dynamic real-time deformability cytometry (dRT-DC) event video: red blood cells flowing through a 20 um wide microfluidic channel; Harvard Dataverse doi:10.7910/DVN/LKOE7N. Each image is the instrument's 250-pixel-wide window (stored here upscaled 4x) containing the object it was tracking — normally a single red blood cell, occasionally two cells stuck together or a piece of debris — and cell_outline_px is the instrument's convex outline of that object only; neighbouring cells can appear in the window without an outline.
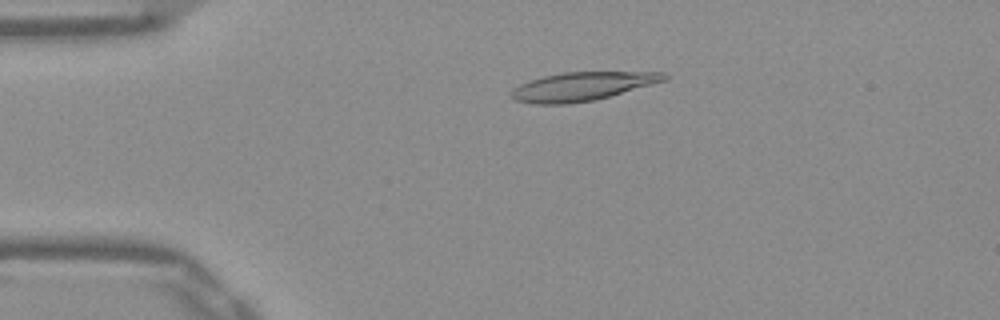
{"species": "Egyptian fruit bat (a non-hibernating species)", "species_latin": "Rousettus aegyptiacus", "temperature_condition": "warm", "stored_images_in_passage": 52, "camera_frame_rate_fps": 3000, "um_per_image_px": 0.085, "frame": {"image": 1, "passage_image": 11, "time_ms": 3.333, "image_size_px": [1000, 320], "cell_outline_px": [[668, 80], [596, 100], [568, 104], [536, 104], [516, 100], [508, 96], [508, 92], [512, 88], [528, 80], [544, 76], [564, 72], [664, 72], [668, 76]], "centroid_in_image_um": [49.46, 7.35], "position_along_channel_um": 35.5, "area_um2": 25.72}}
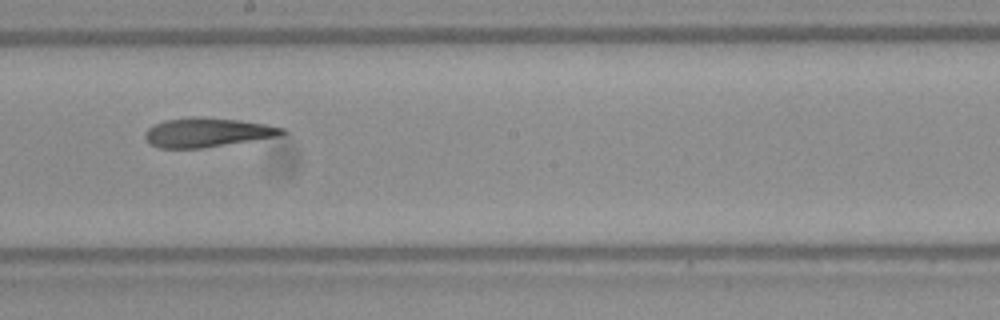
{"frame": {"image": 2, "passage_image": 29, "time_ms": 9.333, "image_size_px": [1000, 320], "cell_outline_px": [[288, 132], [280, 136], [204, 148], [160, 148], [148, 144], [144, 136], [144, 132], [152, 124], [164, 120], [192, 116], [240, 120], [268, 124], [284, 128]], "centroid_in_image_um": [17.6, 11.25], "position_along_channel_um": 230.6, "area_um2": 23.7}}
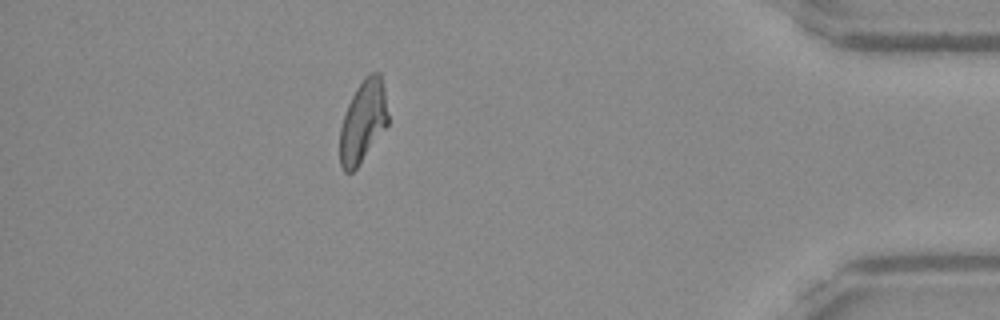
{"frame": {"image": 3, "passage_image": 46, "time_ms": 15.0, "image_size_px": [1000, 320], "cell_outline_px": [[388, 124], [356, 168], [352, 172], [344, 172], [340, 164], [340, 128], [348, 104], [356, 88], [364, 76], [368, 72], [380, 72], [384, 92], [388, 116]], "centroid_in_image_um": [30.84, 10.3], "position_along_channel_um": 404.4, "area_um2": 22.72}, "authors_computed_cell_mechanics": {"area_um2": 23.9292, "velocity_mm_per_s": 3.8887, "shape_relaxation_time_tau1_ms": null, "shape_relaxation_time_tau2_ms": 4.3621, "deformation_change_tau1": null, "deformation_change_tau2": 0.1483}}